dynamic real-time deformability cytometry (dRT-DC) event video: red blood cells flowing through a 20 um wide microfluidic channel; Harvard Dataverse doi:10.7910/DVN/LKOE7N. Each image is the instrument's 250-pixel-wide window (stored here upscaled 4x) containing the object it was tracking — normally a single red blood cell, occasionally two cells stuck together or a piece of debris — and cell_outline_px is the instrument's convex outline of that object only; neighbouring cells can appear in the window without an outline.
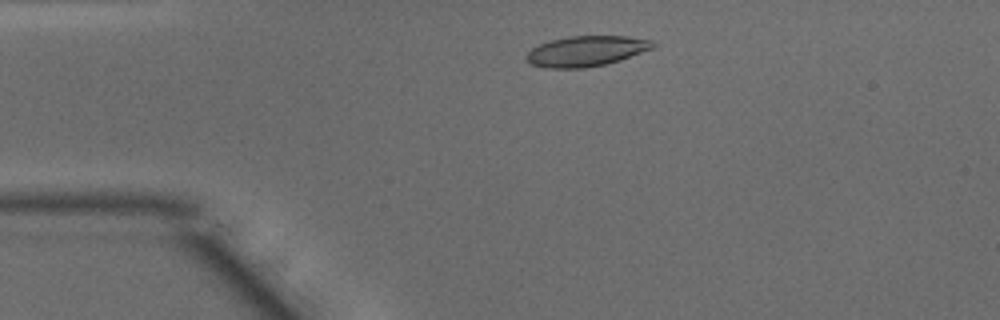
{"species": "common noctule bat (a hibernating species)", "species_latin": "Nyctalus noctula", "temperature_condition": "warm", "stored_images_in_passage": 11, "camera_frame_rate_fps": 3000, "um_per_image_px": 0.085, "animal": {"sex": "male", "body_mass_g": 15.6}, "frame": {"image": 1, "passage_image": 7, "time_ms": 2.0, "image_size_px": [1000, 320], "cell_outline_px": [[656, 44], [652, 48], [620, 60], [604, 64], [584, 68], [544, 68], [532, 64], [524, 56], [532, 48], [540, 44], [552, 40], [568, 36], [628, 36], [652, 40]], "centroid_in_image_um": [49.82, 4.34], "position_along_channel_um": 35.2, "area_um2": 22.25}}